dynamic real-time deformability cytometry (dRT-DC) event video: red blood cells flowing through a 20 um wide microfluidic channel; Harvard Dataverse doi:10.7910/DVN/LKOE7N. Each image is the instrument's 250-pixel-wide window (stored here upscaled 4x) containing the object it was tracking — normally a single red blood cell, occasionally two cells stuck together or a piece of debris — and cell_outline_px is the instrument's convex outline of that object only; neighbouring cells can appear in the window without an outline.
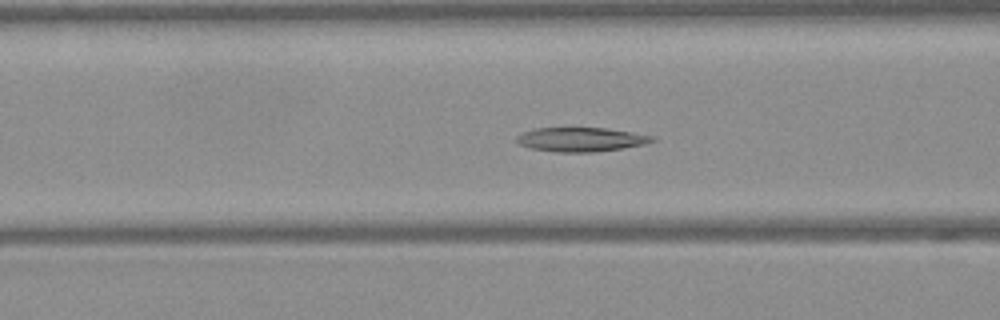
{"species": "Egyptian fruit bat (a non-hibernating species)", "species_latin": "Rousettus aegyptiacus", "temperature_condition": "warm", "stored_images_in_passage": 51, "camera_frame_rate_fps": 3000, "um_per_image_px": 0.085, "frame": {"image": 1, "passage_image": 20, "time_ms": 6.333, "image_size_px": [1000, 320], "cell_outline_px": [[656, 140], [644, 144], [624, 148], [592, 152], [556, 152], [528, 148], [520, 144], [516, 140], [516, 136], [524, 132], [536, 128], [604, 128], [656, 136]], "centroid_in_image_um": [49.38, 11.86], "position_along_channel_um": 117.2, "area_um2": 19.02}}
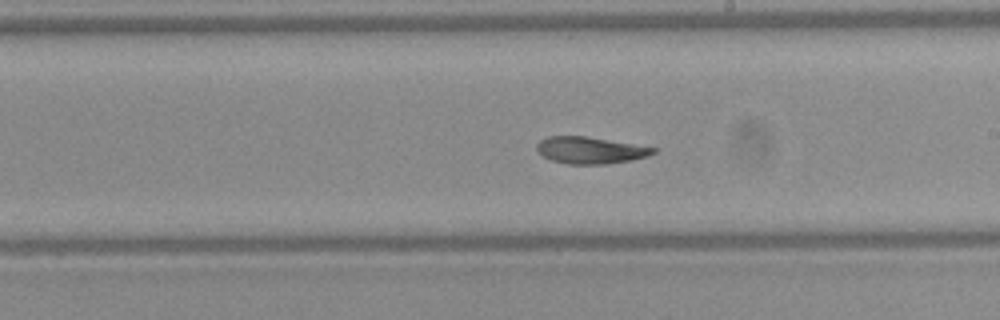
{"frame": {"image": 2, "passage_image": 29, "time_ms": 9.333, "image_size_px": [1000, 320], "cell_outline_px": [[660, 148], [656, 152], [648, 156], [632, 160], [608, 164], [568, 164], [552, 160], [544, 156], [536, 148], [536, 144], [540, 140], [548, 136], [584, 136]], "centroid_in_image_um": [50.22, 12.77], "position_along_channel_um": 238.8, "area_um2": 18.21}}
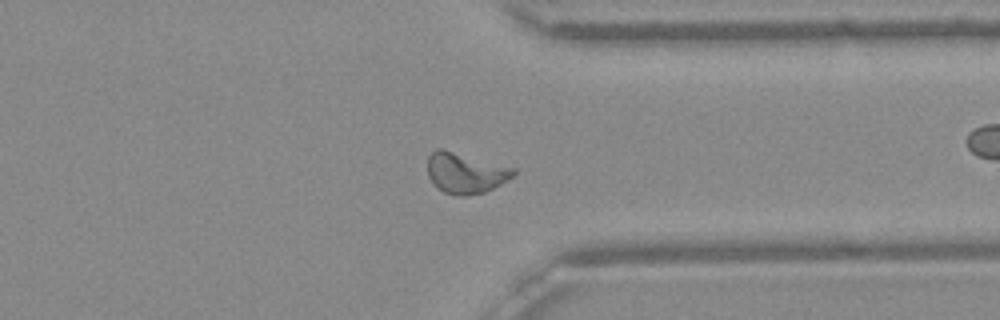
{"frame": {"image": 3, "passage_image": 39, "time_ms": 12.667, "image_size_px": [1000, 320], "cell_outline_px": [[516, 172], [508, 180], [484, 192], [468, 196], [456, 196], [444, 192], [436, 188], [432, 184], [428, 176], [428, 156], [436, 148], [440, 148], [516, 168]], "centroid_in_image_um": [39.53, 14.72], "position_along_channel_um": 371.9, "area_um2": 20.4}, "authors_computed_cell_mechanics": {"area_um2": 19.4208, "velocity_mm_per_s": 4.0553, "shape_relaxation_time_tau1_ms": 10.5714, "shape_relaxation_time_tau2_ms": 5.2364, "deformation_change_tau1": 0.2524, "deformation_change_tau2": 0.1205}}